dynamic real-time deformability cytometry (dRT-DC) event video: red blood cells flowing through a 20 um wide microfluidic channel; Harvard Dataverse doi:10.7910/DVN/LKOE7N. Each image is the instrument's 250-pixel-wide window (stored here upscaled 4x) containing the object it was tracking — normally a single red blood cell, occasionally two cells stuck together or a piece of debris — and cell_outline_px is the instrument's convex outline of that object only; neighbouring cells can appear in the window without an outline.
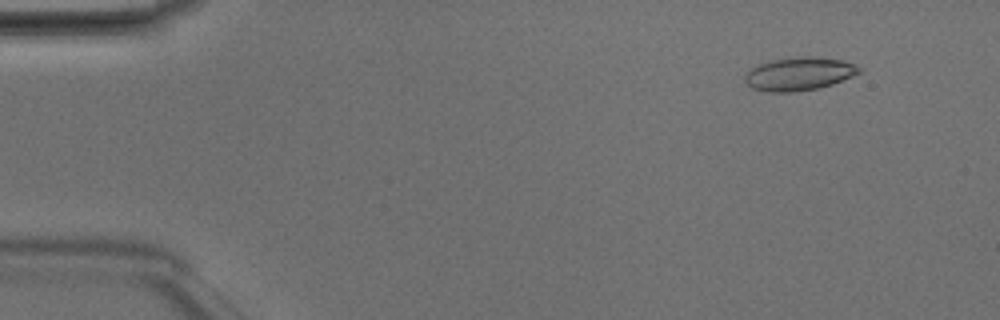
{"species": "Egyptian fruit bat (a non-hibernating species)", "species_latin": "Rousettus aegyptiacus", "temperature_condition": "room temperature", "stored_images_in_passage": 47, "camera_frame_rate_fps": 3000, "um_per_image_px": 0.085, "animal": {"sex": "male"}, "frame": {"image": 1, "passage_image": 5, "time_ms": 1.333, "image_size_px": [1000, 320], "cell_outline_px": [[860, 72], [852, 76], [832, 84], [816, 88], [792, 92], [768, 92], [752, 88], [744, 80], [744, 76], [752, 68], [768, 60], [792, 56], [816, 56], [844, 60], [856, 64], [860, 68]], "centroid_in_image_um": [67.92, 6.25], "position_along_channel_um": 17.1, "area_um2": 22.25}}
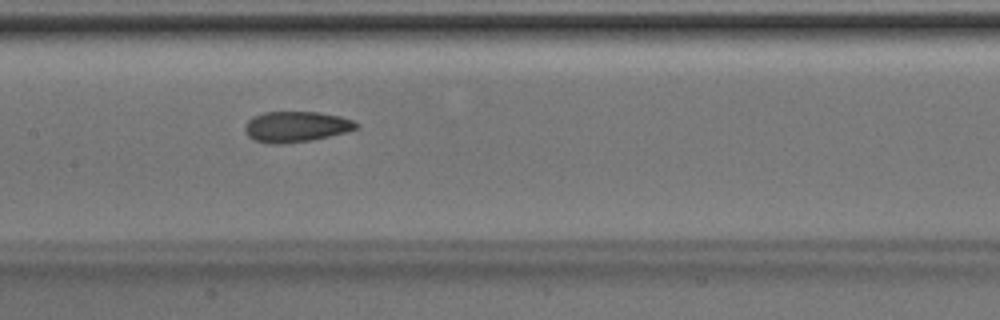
{"frame": {"image": 2, "passage_image": 24, "time_ms": 7.667, "image_size_px": [1000, 320], "cell_outline_px": [[360, 128], [348, 132], [312, 140], [280, 144], [268, 144], [256, 140], [248, 136], [244, 128], [244, 124], [252, 116], [264, 112], [320, 112], [340, 116], [352, 120], [360, 124]], "centroid_in_image_um": [25.19, 10.77], "position_along_channel_um": 182.2, "area_um2": 20.17}}
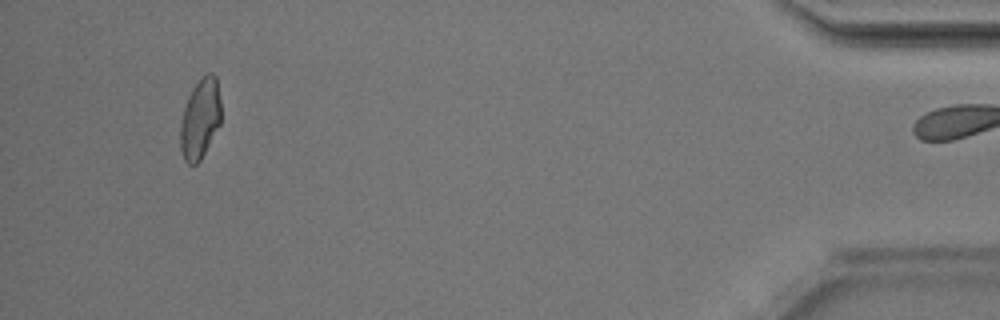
{"frame": {"image": 3, "passage_image": 46, "time_ms": 15.0, "image_size_px": [1000, 320], "cell_outline_px": [[220, 124], [200, 160], [196, 164], [188, 164], [184, 160], [180, 148], [180, 124], [184, 108], [188, 96], [192, 88], [208, 72], [212, 72], [216, 76], [220, 100]], "centroid_in_image_um": [17.0, 10.1], "position_along_channel_um": 418.2, "area_um2": 18.84}, "authors_computed_cell_mechanics": {"area_um2": 19.941, "velocity_mm_per_s": 4.1962, "shape_relaxation_time_tau1_ms": 6.1106, "shape_relaxation_time_tau2_ms": 2.253, "deformation_change_tau1": 0.1558, "deformation_change_tau2": 0.0749}}